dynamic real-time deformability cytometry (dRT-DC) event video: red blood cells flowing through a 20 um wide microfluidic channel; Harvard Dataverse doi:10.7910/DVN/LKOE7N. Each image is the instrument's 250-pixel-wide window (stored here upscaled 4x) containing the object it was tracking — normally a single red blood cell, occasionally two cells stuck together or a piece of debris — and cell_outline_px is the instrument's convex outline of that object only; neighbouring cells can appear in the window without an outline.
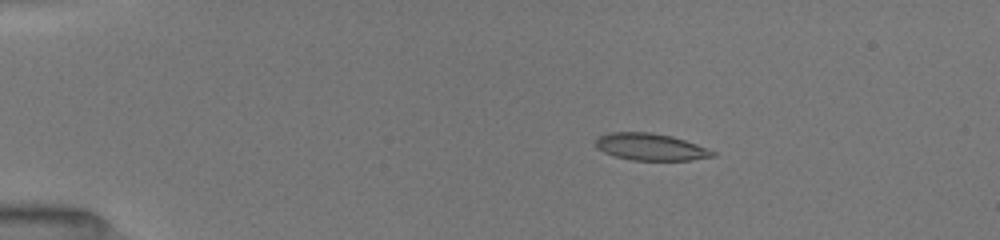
{"species": "common noctule bat (a hibernating species)", "species_latin": "Nyctalus noctula", "temperature_condition": "room temperature", "stored_images_in_passage": 43, "camera_frame_rate_fps": 3000, "um_per_image_px": 0.085, "animal": {"sex": "female", "body_mass_g": 19.5, "forearm_length_mm": 54.1}, "frame": {"image": 1, "passage_image": 1, "time_ms": 0.0, "image_size_px": [1000, 240], "cell_outline_px": [[716, 156], [692, 160], [632, 160], [616, 156], [604, 152], [596, 148], [596, 140], [600, 136], [608, 132], [652, 132], [672, 136], [696, 144], [716, 152]], "centroid_in_image_um": [55.3, 12.48], "position_along_channel_um": 29.7, "area_um2": 18.32}}
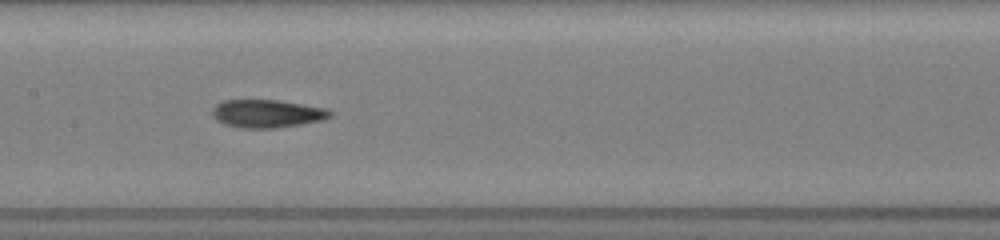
{"frame": {"image": 2, "passage_image": 18, "time_ms": 5.667, "image_size_px": [1000, 240], "cell_outline_px": [[332, 116], [324, 120], [304, 124], [276, 128], [240, 128], [224, 124], [216, 120], [212, 116], [212, 108], [216, 104], [224, 100], [276, 100], [328, 108], [332, 112]], "centroid_in_image_um": [22.71, 9.66], "position_along_channel_um": 184.7, "area_um2": 19.48}}
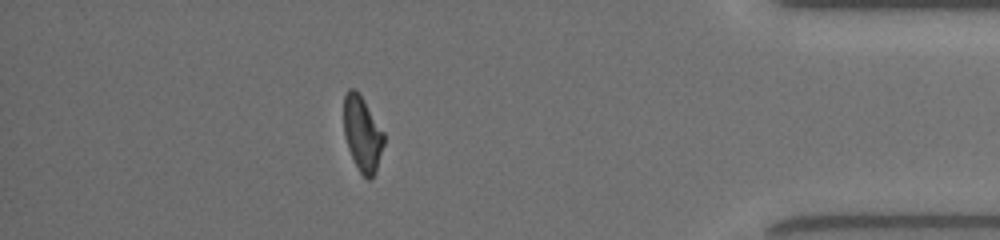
{"frame": {"image": 3, "passage_image": 37, "time_ms": 12.0, "image_size_px": [1000, 240], "cell_outline_px": [[384, 144], [376, 172], [372, 180], [368, 180], [360, 172], [348, 148], [344, 136], [344, 96], [348, 88], [356, 88], [384, 132]], "centroid_in_image_um": [30.8, 11.38], "position_along_channel_um": 404.4, "area_um2": 17.57}, "authors_computed_cell_mechanics": {"area_um2": 18.6116, "velocity_mm_per_s": 4.0411, "shape_relaxation_time_tau1_ms": null, "shape_relaxation_time_tau2_ms": 3.9501, "deformation_change_tau1": null, "deformation_change_tau2": 0.1082}}